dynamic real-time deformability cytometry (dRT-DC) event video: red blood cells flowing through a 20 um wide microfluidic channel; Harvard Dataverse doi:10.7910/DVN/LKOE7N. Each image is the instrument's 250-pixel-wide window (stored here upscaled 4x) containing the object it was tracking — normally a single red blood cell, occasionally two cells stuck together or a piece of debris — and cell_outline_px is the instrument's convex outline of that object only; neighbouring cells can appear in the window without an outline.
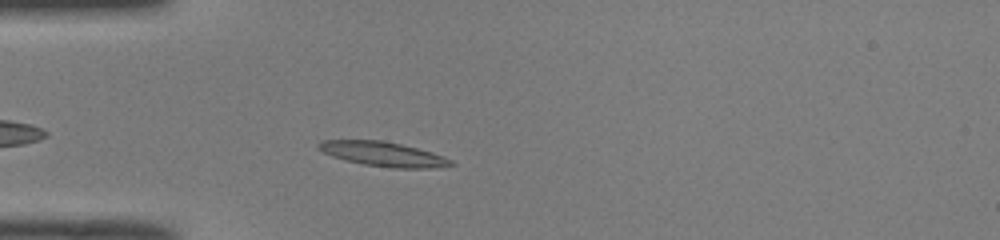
{"species": "common noctule bat (a hibernating species)", "species_latin": "Nyctalus noctula", "temperature_condition": "room temperature", "stored_images_in_passage": 40, "camera_frame_rate_fps": 3000, "um_per_image_px": 0.085, "animal": {"sex": "male", "body_mass_g": 19.0, "forearm_length_mm": 50.8}, "frame": {"image": 1, "passage_image": 4, "time_ms": 1.0, "image_size_px": [1000, 240], "cell_outline_px": [[456, 164], [436, 168], [392, 168], [364, 164], [344, 160], [332, 156], [316, 148], [316, 144], [320, 140], [380, 140], [400, 144], [432, 152], [444, 156], [452, 160]], "centroid_in_image_um": [32.56, 13.09], "position_along_channel_um": 52.4, "area_um2": 18.96}}
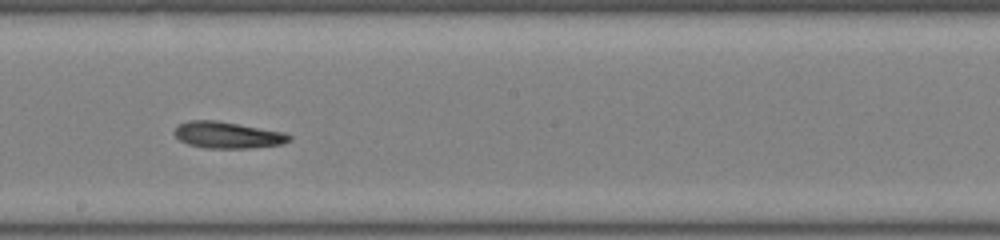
{"frame": {"image": 2, "passage_image": 18, "time_ms": 5.667, "image_size_px": [1000, 240], "cell_outline_px": [[292, 140], [284, 144], [248, 148], [204, 148], [188, 144], [180, 140], [172, 132], [176, 124], [188, 120], [216, 120], [284, 132], [292, 136]], "centroid_in_image_um": [19.32, 11.47], "position_along_channel_um": 228.9, "area_um2": 17.98}}
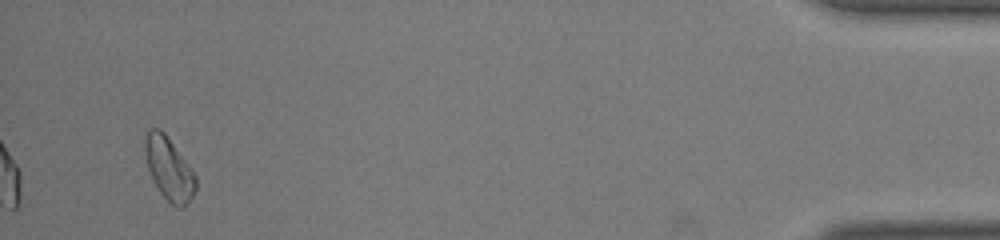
{"frame": {"image": 3, "passage_image": 38, "time_ms": 12.333, "image_size_px": [1000, 240], "cell_outline_px": [[196, 188], [192, 200], [184, 208], [180, 208], [172, 204], [160, 192], [148, 168], [144, 152], [144, 136], [148, 128], [160, 128], [164, 132], [196, 176]], "centroid_in_image_um": [14.36, 14.33], "position_along_channel_um": 420.8, "area_um2": 18.44}, "authors_computed_cell_mechanics": {"area_um2": 17.918, "velocity_mm_per_s": 3.9976, "shape_relaxation_time_tau1_ms": 2.4994, "shape_relaxation_time_tau2_ms": 5.7072, "deformation_change_tau1": 0.1413, "deformation_change_tau2": 0.1717}}